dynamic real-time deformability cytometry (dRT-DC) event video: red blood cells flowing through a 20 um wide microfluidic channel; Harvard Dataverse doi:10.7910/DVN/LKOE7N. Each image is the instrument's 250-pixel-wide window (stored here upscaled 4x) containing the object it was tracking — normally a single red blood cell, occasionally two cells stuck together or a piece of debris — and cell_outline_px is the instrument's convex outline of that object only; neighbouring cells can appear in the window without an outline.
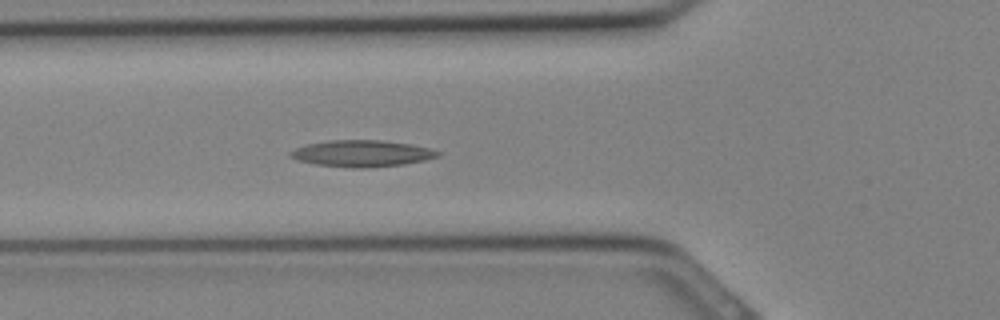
{"species": "Egyptian fruit bat (a non-hibernating species)", "species_latin": "Rousettus aegyptiacus", "temperature_condition": "cold", "stored_images_in_passage": 16, "camera_frame_rate_fps": 3000, "um_per_image_px": 0.085, "animal": {"sex": "female"}, "frame": {"image": 1, "passage_image": 8, "time_ms": 2.333, "image_size_px": [1000, 320], "cell_outline_px": [[440, 156], [424, 160], [404, 164], [368, 168], [352, 168], [316, 164], [296, 160], [288, 156], [288, 152], [296, 148], [308, 144], [328, 140], [380, 140], [412, 144], [428, 148], [440, 152]], "centroid_in_image_um": [30.73, 13.05], "position_along_channel_um": 95.1, "area_um2": 22.83}}
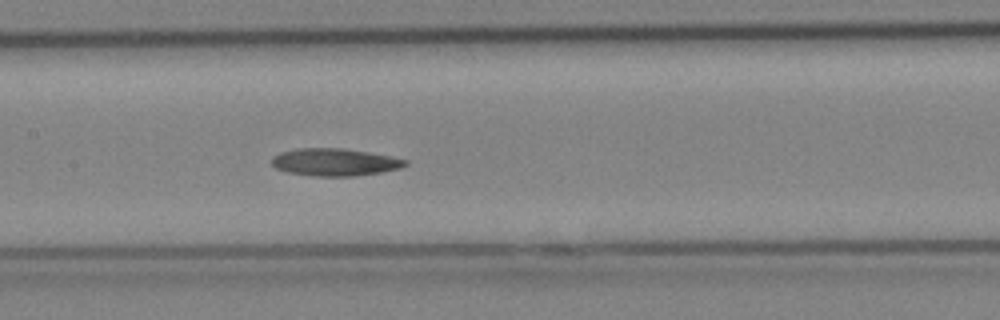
{"frame": {"image": 2, "passage_image": 12, "time_ms": 3.667, "image_size_px": [1000, 320], "cell_outline_px": [[408, 164], [400, 168], [380, 172], [352, 176], [312, 176], [288, 172], [276, 168], [272, 164], [272, 156], [280, 152], [296, 148], [344, 148], [392, 156], [408, 160]], "centroid_in_image_um": [28.45, 13.77], "position_along_channel_um": 179.0, "area_um2": 21.39}}
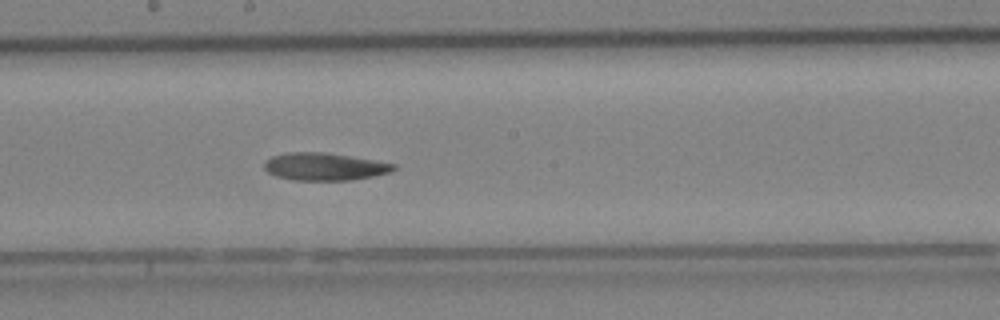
{"frame": {"image": 3, "passage_image": 14, "time_ms": 4.333, "image_size_px": [1000, 320], "cell_outline_px": [[396, 168], [388, 172], [372, 176], [352, 180], [296, 180], [276, 176], [268, 172], [264, 168], [264, 160], [272, 156], [288, 152], [324, 152], [376, 160], [396, 164]], "centroid_in_image_um": [27.56, 14.15], "position_along_channel_um": 220.6, "area_um2": 20.69}}